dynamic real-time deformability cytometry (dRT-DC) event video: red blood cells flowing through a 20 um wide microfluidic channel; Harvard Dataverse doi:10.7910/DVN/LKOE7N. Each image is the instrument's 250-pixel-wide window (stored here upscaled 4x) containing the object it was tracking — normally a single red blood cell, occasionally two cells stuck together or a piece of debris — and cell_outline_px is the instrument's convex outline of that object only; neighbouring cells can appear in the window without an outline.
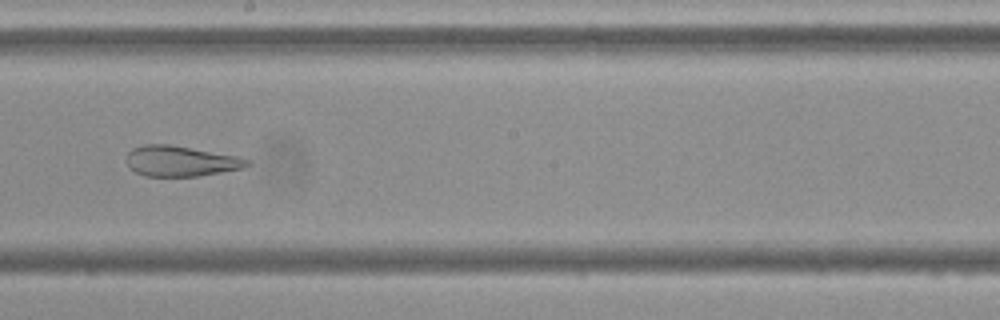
{"species": "Egyptian fruit bat (a non-hibernating species)", "species_latin": "Rousettus aegyptiacus", "temperature_condition": "cold", "stored_images_in_passage": 40, "camera_frame_rate_fps": 3000, "um_per_image_px": 0.085, "frame": {"image": 1, "passage_image": 23, "time_ms": 7.333, "image_size_px": [1000, 320], "cell_outline_px": [[252, 164], [244, 168], [196, 176], [144, 176], [136, 172], [128, 164], [128, 152], [132, 148], [144, 144], [168, 144], [240, 156], [252, 160]], "centroid_in_image_um": [15.42, 13.68], "position_along_channel_um": 232.8, "area_um2": 21.44}}